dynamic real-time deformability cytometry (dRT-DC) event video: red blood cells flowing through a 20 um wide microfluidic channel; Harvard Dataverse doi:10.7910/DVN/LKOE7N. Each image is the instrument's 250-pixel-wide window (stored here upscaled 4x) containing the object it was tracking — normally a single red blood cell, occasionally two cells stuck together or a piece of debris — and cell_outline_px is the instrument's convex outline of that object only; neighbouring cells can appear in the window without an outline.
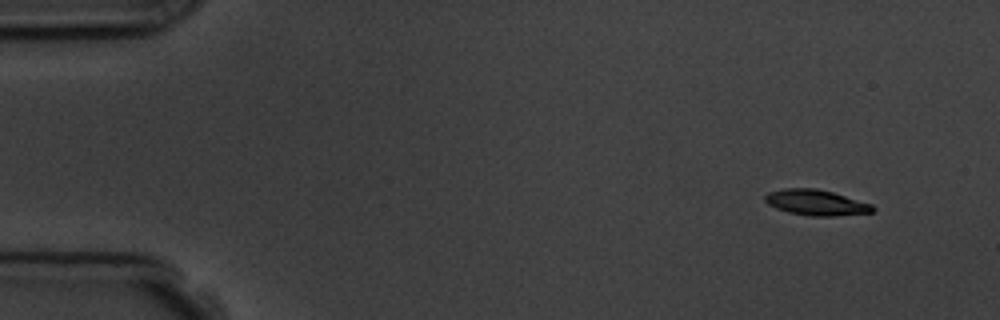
{"species": "common noctule bat (a hibernating species)", "species_latin": "Nyctalus noctula", "temperature_condition": "room temperature", "stored_images_in_passage": 8, "camera_frame_rate_fps": 3000, "um_per_image_px": 0.085, "animal": {"sex": "male", "body_mass_g": 19.5, "forearm_length_mm": 54.6}, "frame": {"image": 1, "passage_image": 1, "time_ms": 0.0, "image_size_px": [1000, 320], "cell_outline_px": [[876, 208], [872, 212], [832, 216], [812, 216], [788, 212], [776, 208], [768, 204], [764, 200], [764, 196], [768, 192], [784, 188], [816, 188], [832, 192], [872, 204]], "centroid_in_image_um": [69.34, 17.21], "position_along_channel_um": 15.7, "area_um2": 16.01}}